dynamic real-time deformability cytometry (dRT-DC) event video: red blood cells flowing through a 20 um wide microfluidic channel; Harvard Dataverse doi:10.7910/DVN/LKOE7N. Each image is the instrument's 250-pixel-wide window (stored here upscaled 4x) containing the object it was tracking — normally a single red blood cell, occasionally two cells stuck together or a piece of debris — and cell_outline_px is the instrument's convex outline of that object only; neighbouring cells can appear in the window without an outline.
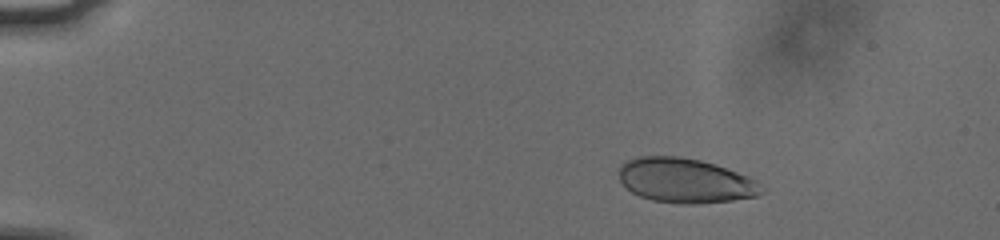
{"species": "human", "species_latin": "Homo sapiens", "temperature_condition": "cold", "stored_images_in_passage": 43, "camera_frame_rate_fps": 3000, "um_per_image_px": 0.085, "donor": {"sex": "male"}, "frame": {"image": 1, "passage_image": 2, "time_ms": 0.333, "image_size_px": [1000, 240], "cell_outline_px": [[768, 188], [764, 192], [756, 196], [732, 200], [696, 204], [680, 204], [652, 200], [640, 196], [632, 192], [620, 180], [620, 164], [628, 160], [640, 156], [680, 156], [700, 160], [748, 176], [756, 180]], "centroid_in_image_um": [58.29, 15.36], "position_along_channel_um": 26.7, "area_um2": 37.05}}
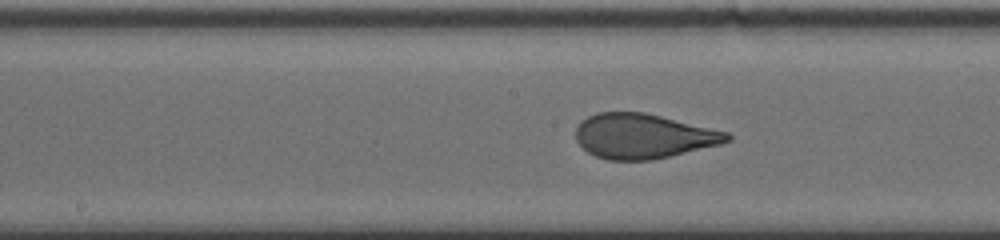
{"frame": {"image": 2, "passage_image": 23, "time_ms": 7.333, "image_size_px": [1000, 240], "cell_outline_px": [[732, 140], [720, 144], [652, 160], [608, 160], [596, 156], [588, 152], [576, 140], [576, 128], [580, 120], [596, 112], [644, 112], [728, 132], [732, 136]], "centroid_in_image_um": [54.66, 11.56], "position_along_channel_um": 193.5, "area_um2": 39.36}}
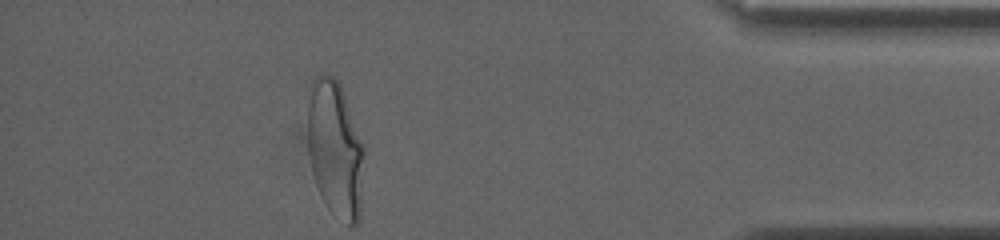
{"frame": {"image": 3, "passage_image": 43, "time_ms": 14.0, "image_size_px": [1000, 240], "cell_outline_px": [[364, 152], [360, 216], [356, 224], [348, 224], [328, 208], [324, 204], [316, 184], [312, 172], [308, 152], [308, 88], [312, 80], [316, 76], [332, 76], [340, 84], [364, 144]], "centroid_in_image_um": [28.48, 12.65], "position_along_channel_um": 406.7, "area_um2": 44.97}, "authors_computed_cell_mechanics": {"area_um2": 40.1132, "velocity_mm_per_s": 3.766, "shape_relaxation_time_tau1_ms": 4.8533, "shape_relaxation_time_tau2_ms": null, "deformation_change_tau1": 0.1871, "deformation_change_tau2": null}}